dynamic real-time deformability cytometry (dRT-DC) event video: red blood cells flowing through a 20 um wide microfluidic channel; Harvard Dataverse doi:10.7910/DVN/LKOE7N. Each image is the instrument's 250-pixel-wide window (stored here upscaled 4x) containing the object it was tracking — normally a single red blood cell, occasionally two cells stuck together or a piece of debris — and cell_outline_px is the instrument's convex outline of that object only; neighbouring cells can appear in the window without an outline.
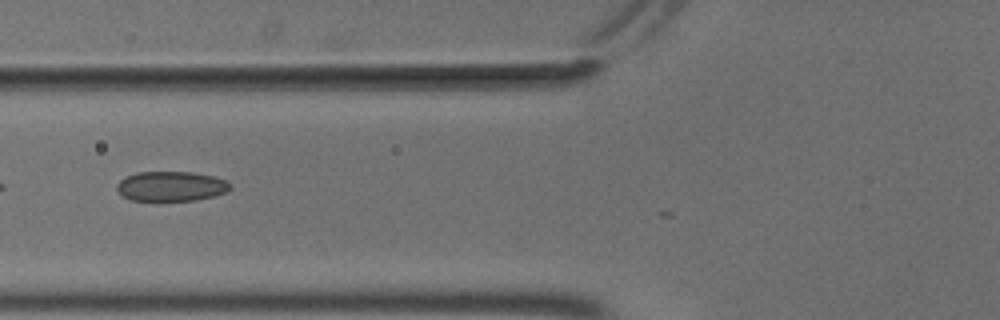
{"species": "common noctule bat (a hibernating species)", "species_latin": "Nyctalus noctula", "temperature_condition": "cold", "stored_images_in_passage": 6, "camera_frame_rate_fps": 3000, "um_per_image_px": 0.085, "animal": {"sex": "male", "body_mass_g": 18.8}, "frame": {"image": 1, "passage_image": 4, "time_ms": 1.0, "image_size_px": [1000, 320], "cell_outline_px": [[232, 188], [228, 192], [196, 200], [132, 200], [124, 196], [116, 188], [116, 184], [120, 180], [136, 172], [192, 172], [212, 176], [224, 180], [232, 184]], "centroid_in_image_um": [14.57, 15.82], "position_along_channel_um": 111.2, "area_um2": 19.54}}